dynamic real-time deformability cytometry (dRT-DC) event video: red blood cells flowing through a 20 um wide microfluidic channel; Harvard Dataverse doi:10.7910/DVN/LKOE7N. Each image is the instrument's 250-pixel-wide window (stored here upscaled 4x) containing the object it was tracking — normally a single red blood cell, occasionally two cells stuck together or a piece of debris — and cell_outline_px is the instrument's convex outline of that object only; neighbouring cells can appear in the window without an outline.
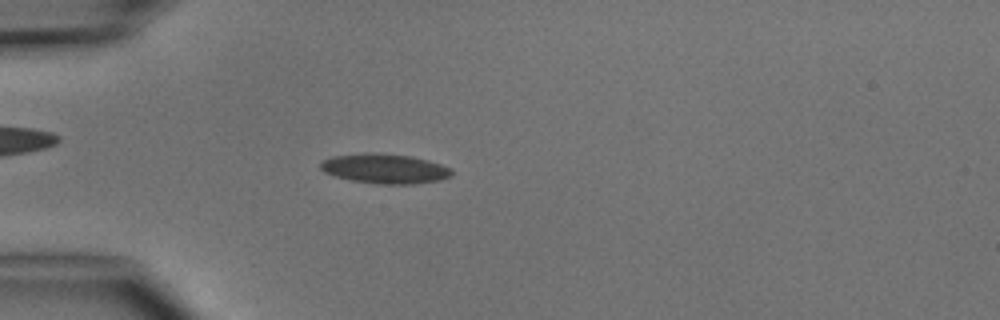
{"species": "common noctule bat (a hibernating species)", "species_latin": "Nyctalus noctula", "temperature_condition": "cold", "stored_images_in_passage": 4, "camera_frame_rate_fps": 3000, "um_per_image_px": 0.085, "animal": {"sex": "male", "body_mass_g": 15.6}, "frame": {"image": 1, "passage_image": 4, "time_ms": 3.667, "image_size_px": [1000, 320], "cell_outline_px": [[452, 176], [440, 180], [412, 184], [376, 184], [352, 180], [336, 176], [324, 172], [320, 168], [320, 164], [324, 160], [332, 156], [364, 152], [376, 152], [412, 156], [428, 160], [452, 168]], "centroid_in_image_um": [32.72, 14.32], "position_along_channel_um": 52.3, "area_um2": 22.89}}